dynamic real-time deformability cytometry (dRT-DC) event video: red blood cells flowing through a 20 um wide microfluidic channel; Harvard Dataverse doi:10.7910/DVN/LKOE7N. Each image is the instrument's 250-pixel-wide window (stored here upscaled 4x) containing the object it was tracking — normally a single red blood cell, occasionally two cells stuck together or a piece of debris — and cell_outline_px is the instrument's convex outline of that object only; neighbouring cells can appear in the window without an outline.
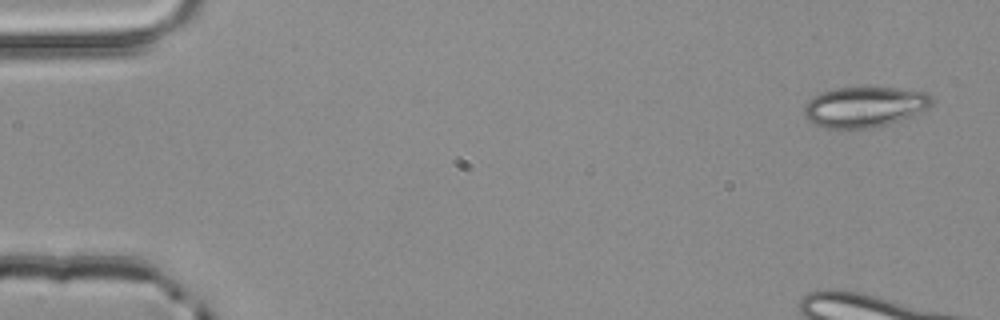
{"species": "common noctule bat (a hibernating species)", "species_latin": "Nyctalus noctula", "temperature_condition": "room temperature", "stored_images_in_passage": 5, "camera_frame_rate_fps": 3000, "um_per_image_px": 0.085, "animal": {"sex": "male", "body_mass_g": 20.4}, "frame": {"image": 1, "passage_image": 1, "time_ms": 0.0, "image_size_px": [1000, 320], "cell_outline_px": [[932, 104], [928, 108], [916, 116], [888, 124], [872, 128], [848, 132], [824, 128], [812, 124], [804, 116], [804, 104], [812, 96], [820, 92], [836, 88], [896, 88], [928, 92], [932, 100]], "centroid_in_image_um": [73.45, 9.14], "position_along_channel_um": 11.6, "area_um2": 31.21}}